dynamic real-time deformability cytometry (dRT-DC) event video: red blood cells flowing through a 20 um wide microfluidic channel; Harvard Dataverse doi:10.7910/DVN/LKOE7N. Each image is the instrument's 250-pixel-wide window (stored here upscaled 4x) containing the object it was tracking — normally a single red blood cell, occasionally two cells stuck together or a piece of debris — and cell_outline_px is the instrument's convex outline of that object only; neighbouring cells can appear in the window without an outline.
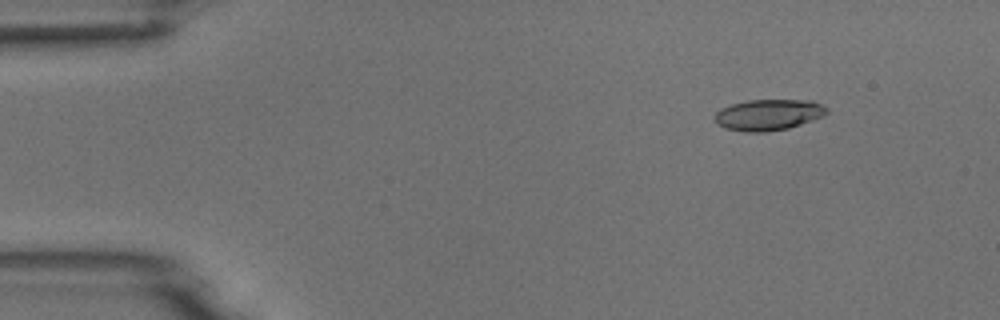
{"species": "common noctule bat (a hibernating species)", "species_latin": "Nyctalus noctula", "temperature_condition": "room temperature", "stored_images_in_passage": 5, "camera_frame_rate_fps": 3000, "um_per_image_px": 0.085, "animal": {"sex": "male", "body_mass_g": 18.8}, "frame": {"image": 1, "passage_image": 2, "time_ms": 0.333, "image_size_px": [1000, 320], "cell_outline_px": [[828, 112], [824, 116], [788, 128], [764, 132], [744, 132], [724, 128], [716, 124], [712, 116], [720, 108], [732, 104], [748, 100], [812, 100], [828, 108]], "centroid_in_image_um": [65.27, 9.76], "position_along_channel_um": 19.7, "area_um2": 20.46}}
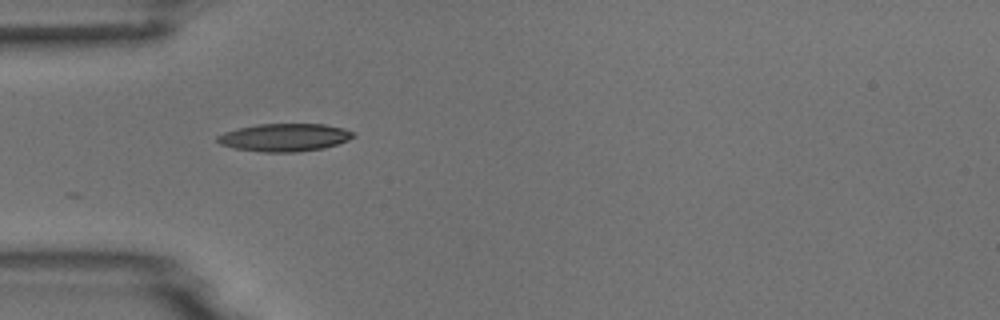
{"frame": {"image": 2, "passage_image": 5, "time_ms": 1.333, "image_size_px": [1000, 320], "cell_outline_px": [[356, 136], [348, 140], [324, 148], [296, 152], [264, 152], [236, 148], [220, 144], [216, 140], [216, 136], [224, 132], [256, 124], [324, 124], [344, 128], [352, 132]], "centroid_in_image_um": [24.19, 11.68], "position_along_channel_um": 60.8, "area_um2": 21.91}}